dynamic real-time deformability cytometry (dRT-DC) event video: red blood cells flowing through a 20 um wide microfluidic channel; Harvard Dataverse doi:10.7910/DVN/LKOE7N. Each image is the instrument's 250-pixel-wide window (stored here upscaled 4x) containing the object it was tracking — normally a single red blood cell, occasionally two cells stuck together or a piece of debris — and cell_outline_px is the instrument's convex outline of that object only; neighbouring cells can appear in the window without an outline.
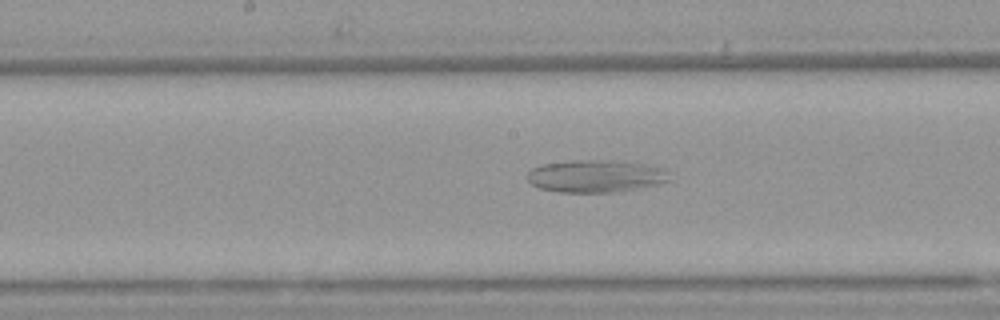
{"species": "Egyptian fruit bat (a non-hibernating species)", "species_latin": "Rousettus aegyptiacus", "temperature_condition": "warm", "stored_images_in_passage": 40, "camera_frame_rate_fps": 3000, "um_per_image_px": 0.085, "animal": {"sex": "female"}, "frame": {"image": 1, "passage_image": 14, "time_ms": 4.333, "image_size_px": [1000, 320], "cell_outline_px": [[672, 180], [660, 184], [612, 192], [560, 192], [540, 188], [532, 184], [528, 180], [528, 172], [532, 168], [544, 164], [572, 160], [624, 160], [664, 168], [668, 172]], "centroid_in_image_um": [50.69, 14.95], "position_along_channel_um": 197.5, "area_um2": 26.99}}
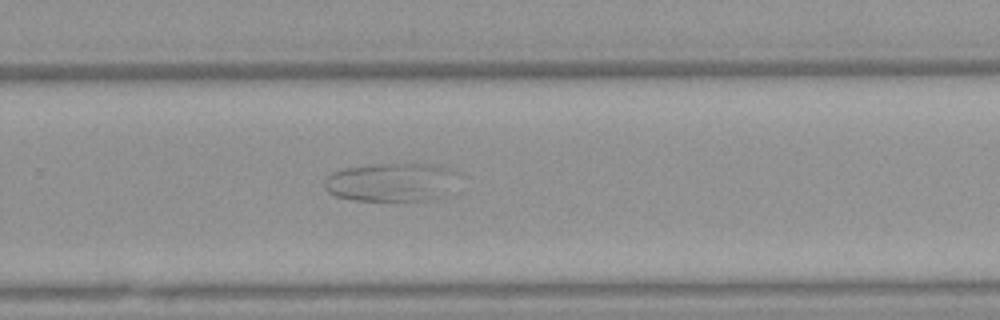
{"frame": {"image": 2, "passage_image": 22, "time_ms": 7.0, "image_size_px": [1000, 320], "cell_outline_px": [[460, 172], [436, 196], [424, 200], [352, 200], [336, 196], [328, 192], [324, 188], [324, 180], [332, 172], [344, 168], [372, 164], [420, 164], [448, 168]], "centroid_in_image_um": [33.08, 15.46], "position_along_channel_um": 296.7, "area_um2": 29.02}}
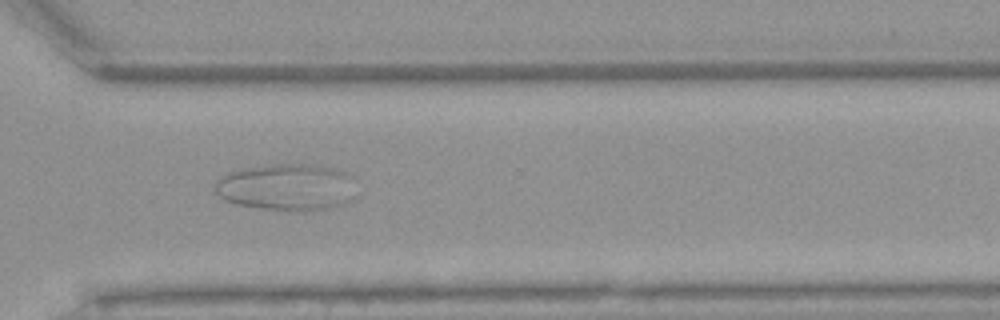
{"frame": {"image": 3, "passage_image": 26, "time_ms": 8.333, "image_size_px": [1000, 320], "cell_outline_px": [[356, 176], [352, 200], [344, 204], [324, 208], [300, 212], [296, 212], [264, 208], [236, 204], [224, 200], [216, 192], [216, 184], [228, 172], [244, 168], [272, 164], [308, 164], [332, 168], [348, 172]], "centroid_in_image_um": [24.45, 15.9], "position_along_channel_um": 346.2, "area_um2": 38.67}}